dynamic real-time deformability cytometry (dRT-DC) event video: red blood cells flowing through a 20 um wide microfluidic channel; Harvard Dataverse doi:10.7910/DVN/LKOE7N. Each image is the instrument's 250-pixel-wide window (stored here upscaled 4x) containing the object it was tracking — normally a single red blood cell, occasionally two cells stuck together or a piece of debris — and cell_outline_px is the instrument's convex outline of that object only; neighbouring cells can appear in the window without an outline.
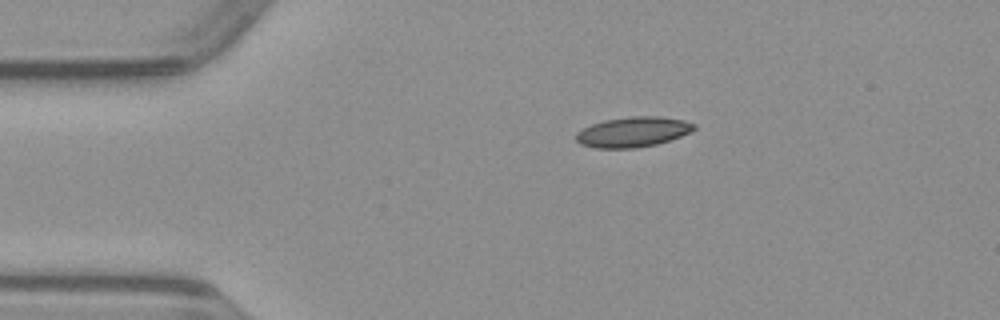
{"species": "common noctule bat (a hibernating species)", "species_latin": "Nyctalus noctula", "temperature_condition": "warm", "stored_images_in_passage": 42, "camera_frame_rate_fps": 3000, "um_per_image_px": 0.085, "animal": {"sex": "male", "body_mass_g": 23.1, "forearm_length_mm": 52.7}, "frame": {"image": 1, "passage_image": 1, "time_ms": 0.0, "image_size_px": [1000, 320], "cell_outline_px": [[696, 128], [680, 136], [656, 144], [636, 148], [596, 148], [580, 144], [576, 140], [576, 132], [592, 124], [604, 120], [632, 116], [660, 116], [684, 120], [696, 124]], "centroid_in_image_um": [53.79, 11.21], "position_along_channel_um": 31.2, "area_um2": 20.63}}
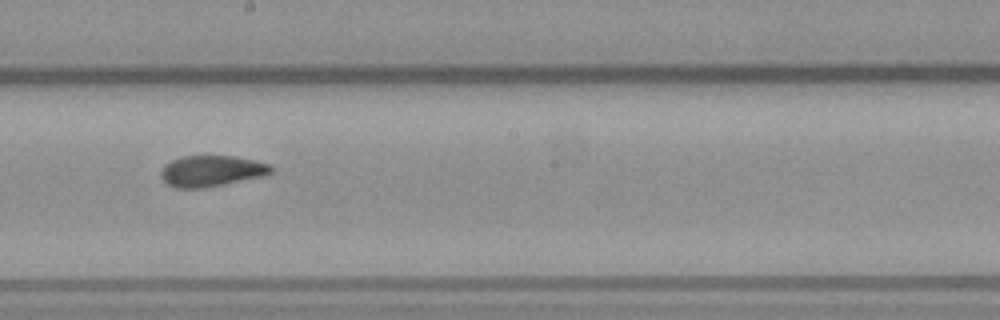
{"frame": {"image": 2, "passage_image": 19, "time_ms": 6.0, "image_size_px": [1000, 320], "cell_outline_px": [[272, 172], [264, 176], [204, 188], [176, 188], [168, 184], [160, 176], [160, 172], [164, 164], [172, 160], [184, 156], [232, 156], [272, 164]], "centroid_in_image_um": [17.97, 14.54], "position_along_channel_um": 230.2, "area_um2": 19.88}}
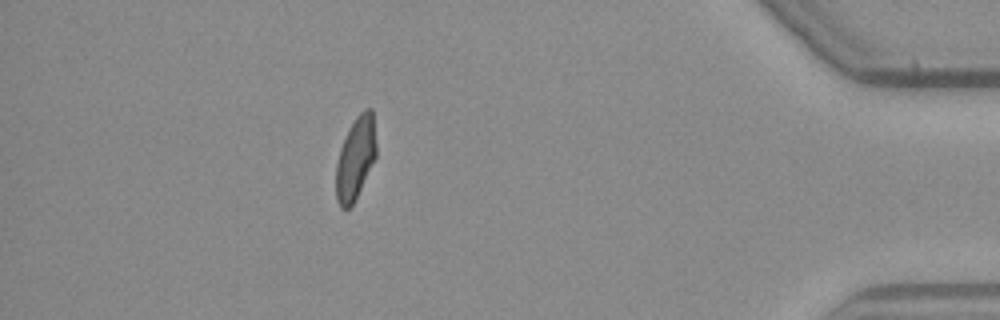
{"frame": {"image": 3, "passage_image": 36, "time_ms": 11.667, "image_size_px": [1000, 320], "cell_outline_px": [[376, 156], [352, 204], [348, 208], [340, 208], [336, 200], [336, 164], [340, 148], [356, 116], [364, 108], [372, 108], [376, 144]], "centroid_in_image_um": [30.21, 13.43], "position_along_channel_um": 405.0, "area_um2": 18.96}}